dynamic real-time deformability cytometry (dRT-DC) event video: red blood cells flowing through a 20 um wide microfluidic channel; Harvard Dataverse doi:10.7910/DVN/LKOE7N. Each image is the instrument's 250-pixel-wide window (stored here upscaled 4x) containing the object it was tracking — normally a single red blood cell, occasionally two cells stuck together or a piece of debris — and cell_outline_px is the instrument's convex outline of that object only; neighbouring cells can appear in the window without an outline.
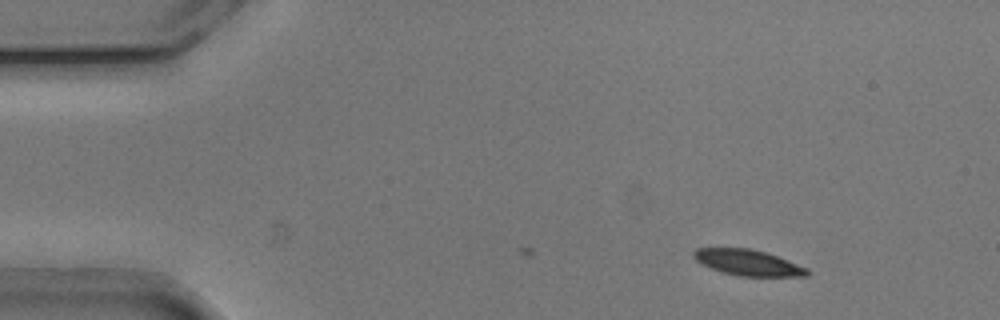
{"species": "common noctule bat (a hibernating species)", "species_latin": "Nyctalus noctula", "temperature_condition": "cold", "stored_images_in_passage": 5, "camera_frame_rate_fps": 3000, "um_per_image_px": 0.085, "animal": {"sex": "male", "body_mass_g": 20.5, "forearm_length_mm": 52.5}, "frame": {"image": 1, "passage_image": 5, "time_ms": 1.333, "image_size_px": [1000, 320], "cell_outline_px": [[812, 272], [808, 276], [740, 276], [724, 272], [700, 264], [692, 256], [692, 252], [696, 248], [752, 248], [788, 260], [808, 268]], "centroid_in_image_um": [63.59, 22.32], "position_along_channel_um": 21.4, "area_um2": 17.11}}